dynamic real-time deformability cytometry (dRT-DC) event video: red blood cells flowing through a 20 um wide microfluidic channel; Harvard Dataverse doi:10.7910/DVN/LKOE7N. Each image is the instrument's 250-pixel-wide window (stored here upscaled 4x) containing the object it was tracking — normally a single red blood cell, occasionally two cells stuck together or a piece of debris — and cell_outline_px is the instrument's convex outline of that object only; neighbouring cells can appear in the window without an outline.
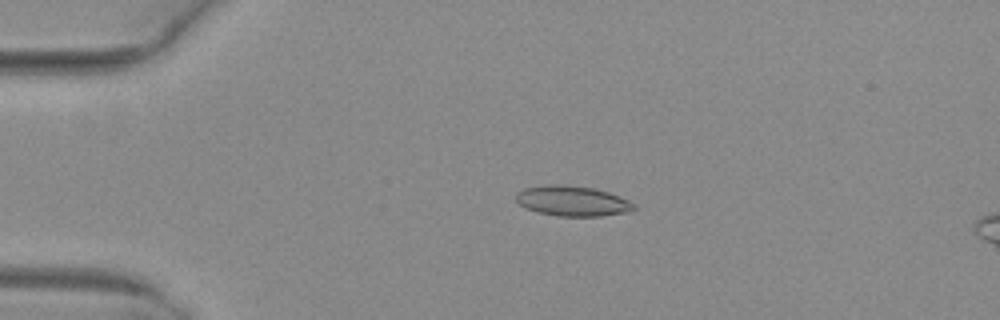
{"species": "common noctule bat (a hibernating species)", "species_latin": "Nyctalus noctula", "temperature_condition": "warm", "stored_images_in_passage": 18, "camera_frame_rate_fps": 3000, "um_per_image_px": 0.085, "animal": {"sex": "female", "body_mass_g": 29.2, "forearm_length_mm": 56.3}, "frame": {"image": 1, "passage_image": 13, "time_ms": 4.0, "image_size_px": [1000, 320], "cell_outline_px": [[636, 208], [632, 212], [600, 216], [560, 216], [540, 212], [528, 208], [520, 204], [516, 200], [516, 192], [524, 188], [544, 184], [560, 184], [596, 188], [620, 196], [636, 204]], "centroid_in_image_um": [48.71, 17.07], "position_along_channel_um": 36.3, "area_um2": 20.92}}